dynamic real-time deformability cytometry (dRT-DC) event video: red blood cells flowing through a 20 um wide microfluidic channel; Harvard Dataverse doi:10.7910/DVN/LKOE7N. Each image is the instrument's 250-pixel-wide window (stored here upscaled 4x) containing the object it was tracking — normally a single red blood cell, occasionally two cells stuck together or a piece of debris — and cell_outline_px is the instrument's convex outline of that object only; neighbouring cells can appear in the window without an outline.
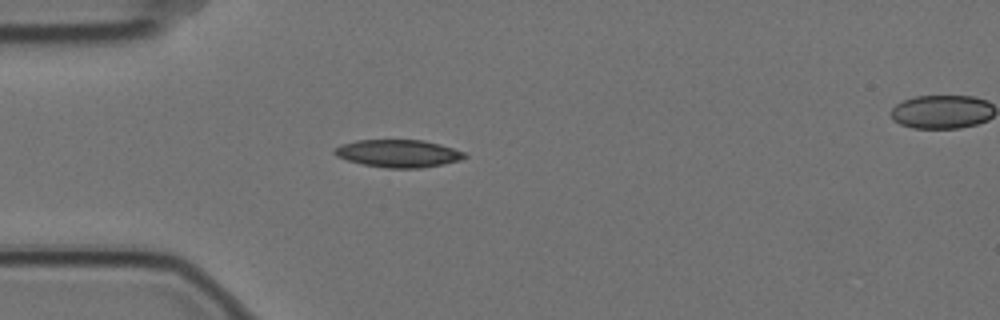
{"species": "Egyptian fruit bat (a non-hibernating species)", "species_latin": "Rousettus aegyptiacus", "temperature_condition": "cold", "stored_images_in_passage": 4, "segment_of_instrument_passage": [1, 2], "camera_frame_rate_fps": 3000, "um_per_image_px": 0.085, "animal": {"sex": "female"}, "frame": {"image": 1, "passage_image": 3, "time_ms": 0.667, "image_size_px": [1000, 320], "cell_outline_px": [[468, 156], [460, 160], [444, 164], [420, 168], [388, 168], [364, 164], [348, 160], [336, 156], [332, 152], [332, 148], [340, 144], [356, 140], [424, 140], [440, 144], [464, 152]], "centroid_in_image_um": [33.83, 13.03], "position_along_channel_um": 51.2, "area_um2": 20.98}}